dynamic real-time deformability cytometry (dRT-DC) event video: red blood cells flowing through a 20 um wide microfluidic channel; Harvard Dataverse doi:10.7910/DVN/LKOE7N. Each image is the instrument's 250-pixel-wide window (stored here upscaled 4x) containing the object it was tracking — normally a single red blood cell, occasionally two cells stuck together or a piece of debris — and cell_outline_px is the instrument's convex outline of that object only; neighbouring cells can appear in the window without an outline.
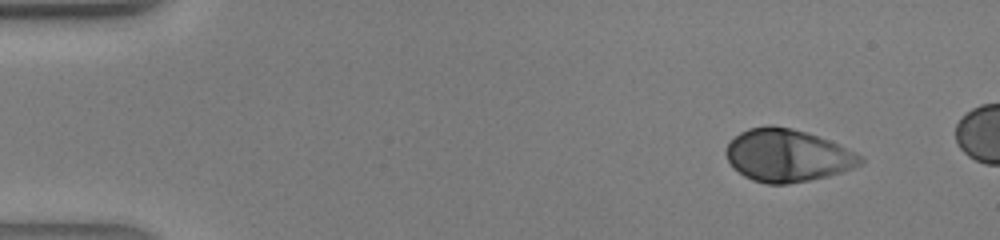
{"species": "human", "species_latin": "Homo sapiens", "temperature_condition": "warm", "stored_images_in_passage": 36, "camera_frame_rate_fps": 3000, "um_per_image_px": 0.085, "donor": {"sex": "male"}, "frame": {"image": 1, "passage_image": 1, "time_ms": 0.0, "image_size_px": [1000, 240], "cell_outline_px": [[864, 160], [860, 164], [852, 168], [828, 176], [788, 184], [768, 184], [752, 180], [744, 176], [728, 160], [724, 152], [724, 148], [740, 132], [748, 128], [768, 124], [772, 124], [792, 128], [828, 140], [864, 156]], "centroid_in_image_um": [66.91, 13.2], "position_along_channel_um": 18.1, "area_um2": 40.92}}
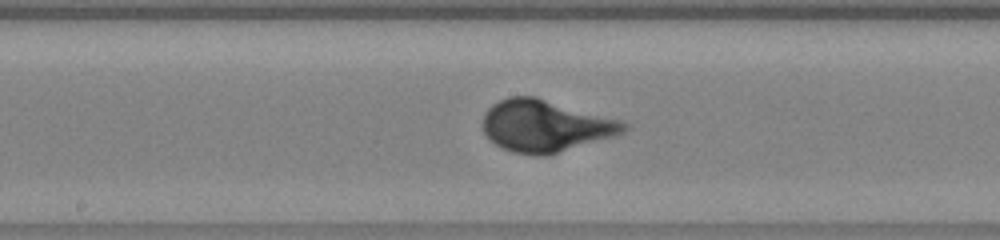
{"frame": {"image": 2, "passage_image": 19, "time_ms": 6.0, "image_size_px": [1000, 240], "cell_outline_px": [[632, 124], [624, 132], [616, 136], [548, 156], [536, 156], [512, 152], [496, 144], [484, 132], [484, 112], [492, 104], [500, 100], [512, 96], [536, 96], [620, 120]], "centroid_in_image_um": [46.4, 10.71], "position_along_channel_um": 201.8, "area_um2": 42.77}}
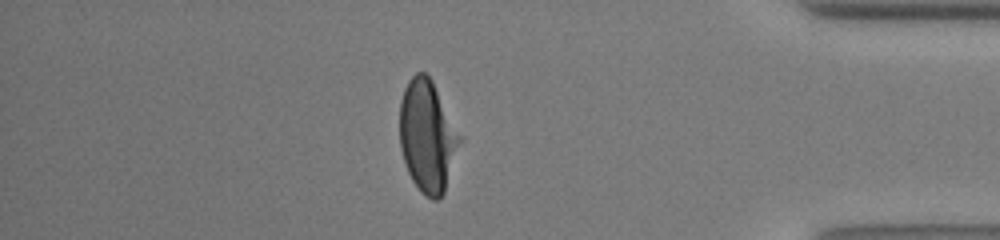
{"frame": {"image": 3, "passage_image": 33, "time_ms": 10.667, "image_size_px": [1000, 240], "cell_outline_px": [[464, 140], [444, 192], [436, 200], [432, 200], [424, 196], [420, 192], [412, 180], [408, 172], [400, 148], [400, 100], [404, 88], [408, 80], [416, 72], [424, 72], [432, 80], [464, 136]], "centroid_in_image_um": [36.38, 11.57], "position_along_channel_um": 398.8, "area_um2": 40.17}}